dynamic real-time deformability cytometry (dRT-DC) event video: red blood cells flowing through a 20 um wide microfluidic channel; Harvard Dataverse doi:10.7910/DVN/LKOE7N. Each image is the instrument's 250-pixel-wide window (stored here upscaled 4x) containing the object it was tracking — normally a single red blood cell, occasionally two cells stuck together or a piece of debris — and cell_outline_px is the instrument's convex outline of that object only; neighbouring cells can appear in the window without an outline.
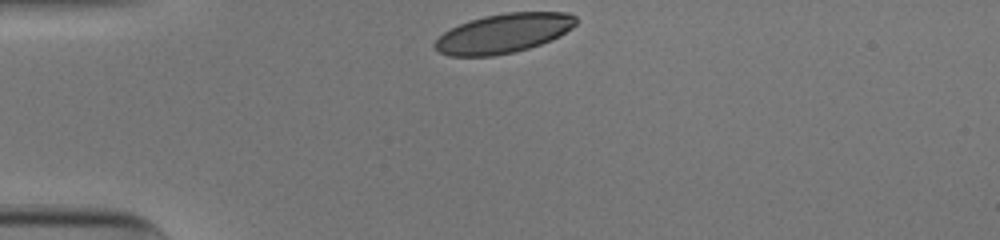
{"species": "human", "species_latin": "Homo sapiens", "temperature_condition": "cold", "stored_images_in_passage": 30, "camera_frame_rate_fps": 3000, "um_per_image_px": 0.085, "donor": {"sex": "male"}, "frame": {"image": 1, "passage_image": 1, "time_ms": 0.0, "image_size_px": [1000, 240], "cell_outline_px": [[576, 24], [572, 28], [560, 36], [552, 40], [516, 52], [492, 56], [448, 56], [440, 52], [432, 44], [444, 32], [468, 20], [484, 16], [508, 12], [568, 12], [576, 16]], "centroid_in_image_um": [42.82, 2.83], "position_along_channel_um": 42.2, "area_um2": 32.43}}
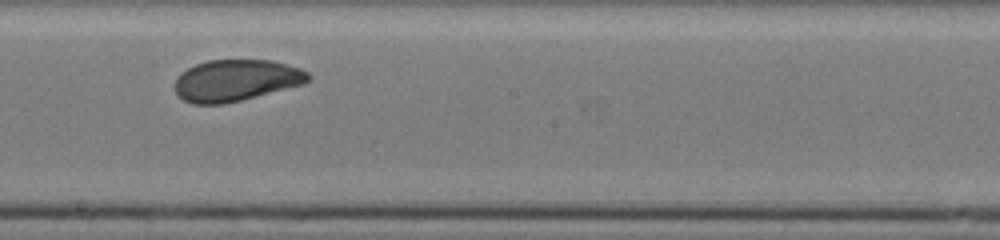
{"frame": {"image": 2, "passage_image": 18, "time_ms": 5.667, "image_size_px": [1000, 240], "cell_outline_px": [[312, 76], [304, 84], [224, 104], [192, 104], [184, 100], [176, 92], [176, 76], [180, 72], [196, 64], [208, 60], [272, 60], [300, 68], [308, 72]], "centroid_in_image_um": [20.06, 6.82], "position_along_channel_um": 228.1, "area_um2": 32.19}}
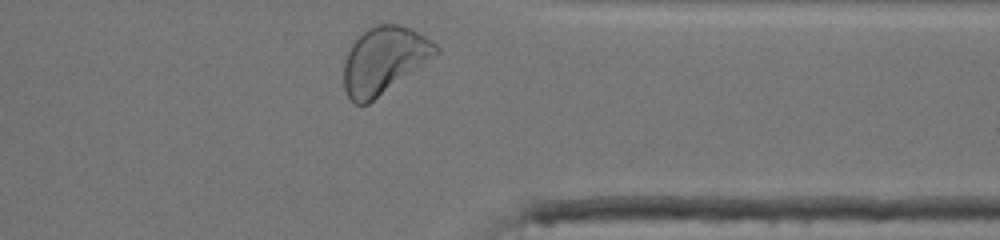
{"frame": {"image": 3, "passage_image": 30, "time_ms": 9.667, "image_size_px": [1000, 240], "cell_outline_px": [[440, 52], [368, 104], [356, 104], [348, 96], [344, 88], [344, 60], [352, 44], [368, 28], [376, 24], [400, 24], [412, 28], [432, 40], [440, 48]], "centroid_in_image_um": [32.65, 5.09], "position_along_channel_um": 378.7, "area_um2": 35.49}, "authors_computed_cell_mechanics": {"area_um2": 33.0327, "velocity_mm_per_s": 3.8655, "shape_relaxation_time_tau1_ms": 3.3117, "shape_relaxation_time_tau2_ms": 1.7016, "deformation_change_tau1": 0.1242, "deformation_change_tau2": 0.0487}}